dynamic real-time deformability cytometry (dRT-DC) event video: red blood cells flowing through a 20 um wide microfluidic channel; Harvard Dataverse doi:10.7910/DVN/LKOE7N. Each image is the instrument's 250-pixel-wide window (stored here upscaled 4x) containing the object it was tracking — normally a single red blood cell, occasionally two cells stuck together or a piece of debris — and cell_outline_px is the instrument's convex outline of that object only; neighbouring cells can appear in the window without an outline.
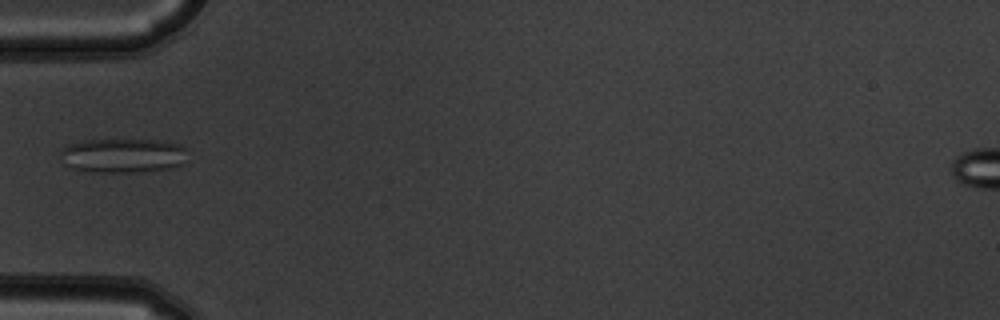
{"species": "common noctule bat (a hibernating species)", "species_latin": "Nyctalus noctula", "temperature_condition": "warm", "stored_images_in_passage": 2, "camera_frame_rate_fps": 3000, "um_per_image_px": 0.085, "animal": {"sex": "male", "body_mass_g": 19.5, "forearm_length_mm": 54.6}, "frame": {"image": 1, "passage_image": 2, "time_ms": 0.333, "image_size_px": [1000, 320], "cell_outline_px": [[188, 148], [184, 164], [172, 168], [144, 172], [92, 172], [72, 168], [68, 164], [60, 152], [68, 144], [84, 140], [160, 140], [180, 144]], "centroid_in_image_um": [10.55, 13.22], "position_along_channel_um": 74.4, "area_um2": 25.61}}